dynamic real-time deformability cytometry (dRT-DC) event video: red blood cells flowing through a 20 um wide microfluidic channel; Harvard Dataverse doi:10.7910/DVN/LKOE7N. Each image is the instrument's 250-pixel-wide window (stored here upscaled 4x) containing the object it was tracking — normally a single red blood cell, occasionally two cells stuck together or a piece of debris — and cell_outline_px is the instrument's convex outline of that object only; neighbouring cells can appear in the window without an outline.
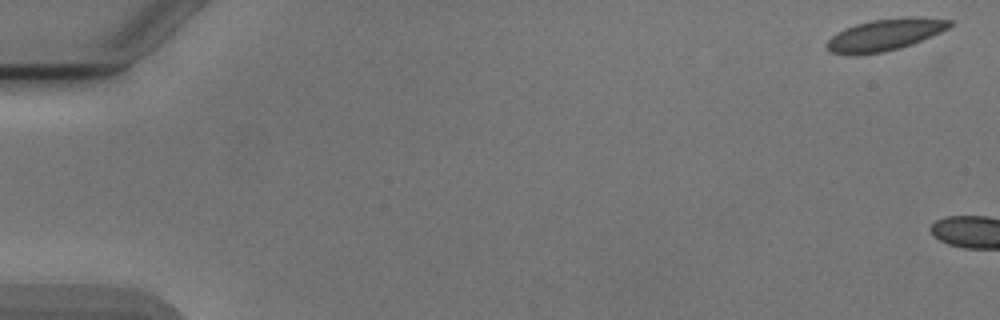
{"species": "Egyptian fruit bat (a non-hibernating species)", "species_latin": "Rousettus aegyptiacus", "temperature_condition": "cold", "stored_images_in_passage": 2, "camera_frame_rate_fps": 3000, "um_per_image_px": 0.085, "animal": {"sex": "male"}, "frame": {"image": 1, "passage_image": 1, "time_ms": 0.0, "image_size_px": [1000, 320], "cell_outline_px": [[952, 24], [948, 28], [940, 32], [912, 44], [900, 48], [884, 52], [852, 56], [832, 52], [824, 44], [836, 32], [844, 28], [856, 24], [872, 20], [904, 16], [920, 16], [952, 20]], "centroid_in_image_um": [75.21, 2.95], "position_along_channel_um": 9.8, "area_um2": 23.0}}